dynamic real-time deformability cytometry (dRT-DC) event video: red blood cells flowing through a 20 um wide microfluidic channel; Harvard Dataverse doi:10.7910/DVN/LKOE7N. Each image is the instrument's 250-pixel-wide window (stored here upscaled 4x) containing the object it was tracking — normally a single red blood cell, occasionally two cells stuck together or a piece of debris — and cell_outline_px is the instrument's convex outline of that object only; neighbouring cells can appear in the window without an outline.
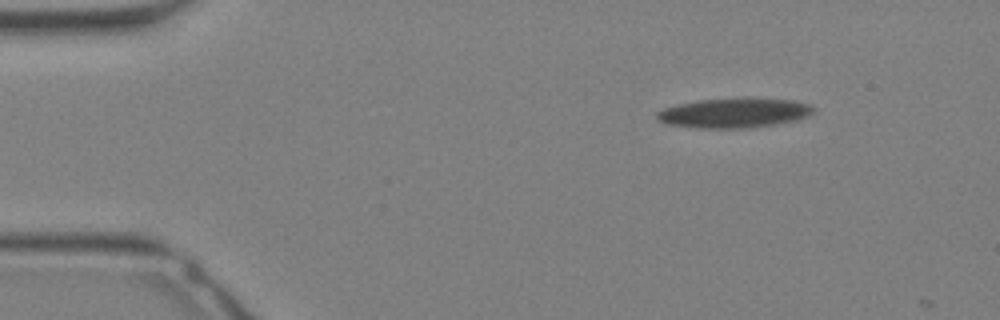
{"species": "Egyptian fruit bat (a non-hibernating species)", "species_latin": "Rousettus aegyptiacus", "temperature_condition": "warm", "stored_images_in_passage": 7, "camera_frame_rate_fps": 3000, "um_per_image_px": 0.085, "animal": {"sex": "female"}, "frame": {"image": 1, "passage_image": 1, "time_ms": 0.0, "image_size_px": [1000, 320], "cell_outline_px": [[816, 108], [808, 116], [796, 120], [776, 124], [752, 128], [696, 128], [664, 124], [656, 120], [656, 112], [664, 108], [676, 104], [700, 100], [744, 96], [752, 96], [792, 100], [808, 104]], "centroid_in_image_um": [62.38, 9.58], "position_along_channel_um": 22.6, "area_um2": 27.98}}